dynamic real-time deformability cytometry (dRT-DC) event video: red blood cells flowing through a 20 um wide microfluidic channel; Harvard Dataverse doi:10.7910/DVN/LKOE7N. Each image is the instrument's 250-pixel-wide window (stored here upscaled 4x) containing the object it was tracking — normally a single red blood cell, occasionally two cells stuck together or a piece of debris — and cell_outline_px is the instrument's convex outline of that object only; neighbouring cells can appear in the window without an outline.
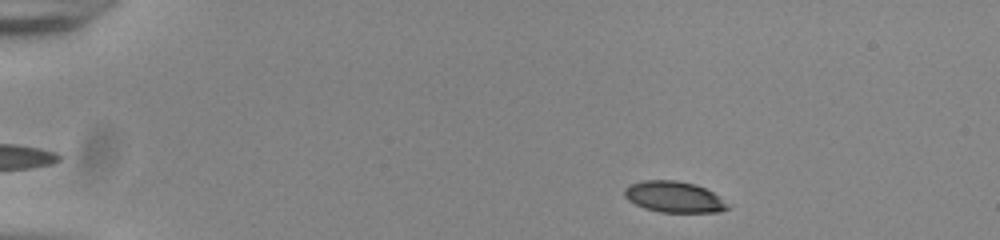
{"species": "common noctule bat (a hibernating species)", "species_latin": "Nyctalus noctula", "temperature_condition": "room temperature", "stored_images_in_passage": 49, "camera_frame_rate_fps": 3000, "um_per_image_px": 0.085, "animal": {"sex": "male", "body_mass_g": 20.0, "forearm_length_mm": 53.3}, "frame": {"image": 1, "passage_image": 4, "time_ms": 1.0, "image_size_px": [1000, 240], "cell_outline_px": [[732, 208], [720, 212], [660, 212], [644, 208], [628, 200], [624, 196], [624, 188], [628, 184], [644, 180], [676, 180], [696, 184], [712, 192]], "centroid_in_image_um": [57.26, 16.73], "position_along_channel_um": 27.7, "area_um2": 18.73}}
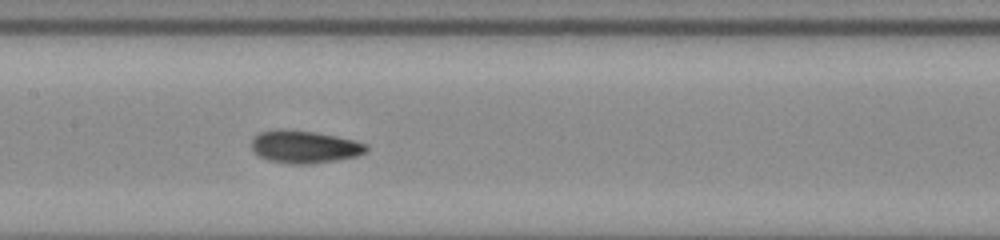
{"frame": {"image": 2, "passage_image": 23, "time_ms": 7.333, "image_size_px": [1000, 240], "cell_outline_px": [[368, 152], [356, 156], [336, 160], [312, 164], [292, 164], [268, 160], [260, 156], [252, 148], [252, 136], [260, 132], [280, 128], [316, 132], [336, 136], [368, 144]], "centroid_in_image_um": [25.88, 12.47], "position_along_channel_um": 181.5, "area_um2": 21.91}}
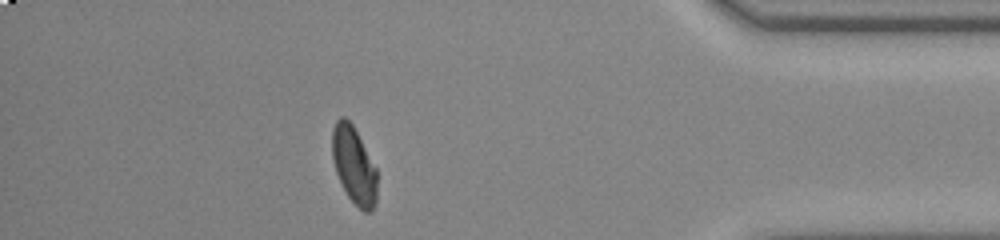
{"frame": {"image": 3, "passage_image": 43, "time_ms": 14.0, "image_size_px": [1000, 240], "cell_outline_px": [[376, 204], [372, 212], [364, 212], [348, 196], [336, 172], [332, 156], [332, 128], [336, 120], [340, 116], [344, 116], [352, 124], [376, 168]], "centroid_in_image_um": [30.08, 14.04], "position_along_channel_um": 405.1, "area_um2": 19.94}, "authors_computed_cell_mechanics": {"area_um2": 20.9814, "velocity_mm_per_s": 3.8716, "shape_relaxation_time_tau1_ms": 3.7115, "shape_relaxation_time_tau2_ms": 1.2455, "deformation_change_tau1": 0.147, "deformation_change_tau2": 0.0575}}